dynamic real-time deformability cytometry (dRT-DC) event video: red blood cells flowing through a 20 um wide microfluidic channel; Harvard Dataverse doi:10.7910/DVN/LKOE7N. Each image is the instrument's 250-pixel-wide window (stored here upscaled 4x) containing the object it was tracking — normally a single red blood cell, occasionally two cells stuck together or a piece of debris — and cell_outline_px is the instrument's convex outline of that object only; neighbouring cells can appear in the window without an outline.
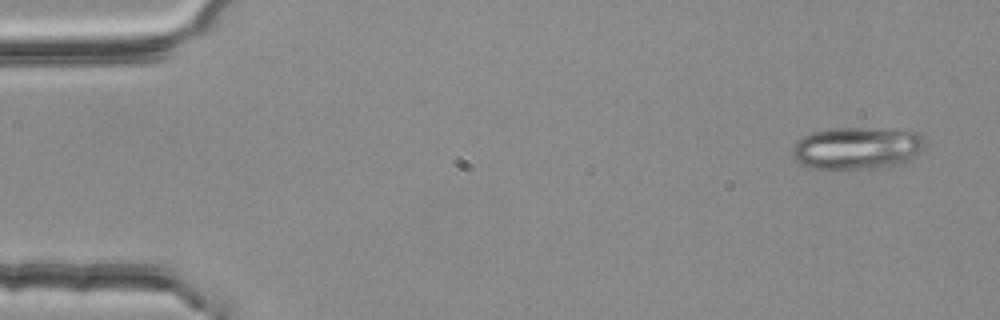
{"species": "common noctule bat (a hibernating species)", "species_latin": "Nyctalus noctula", "temperature_condition": "room temperature", "stored_images_in_passage": 4, "camera_frame_rate_fps": 3000, "um_per_image_px": 0.085, "animal": {"sex": "female", "body_mass_g": 25.1}, "frame": {"image": 1, "passage_image": 1, "time_ms": 0.0, "image_size_px": [1000, 320], "cell_outline_px": [[924, 148], [920, 152], [908, 160], [888, 168], [812, 168], [796, 160], [792, 156], [792, 148], [796, 140], [812, 132], [832, 128], [868, 128], [916, 132], [924, 140]], "centroid_in_image_um": [72.83, 12.59], "position_along_channel_um": 12.2, "area_um2": 32.43}}